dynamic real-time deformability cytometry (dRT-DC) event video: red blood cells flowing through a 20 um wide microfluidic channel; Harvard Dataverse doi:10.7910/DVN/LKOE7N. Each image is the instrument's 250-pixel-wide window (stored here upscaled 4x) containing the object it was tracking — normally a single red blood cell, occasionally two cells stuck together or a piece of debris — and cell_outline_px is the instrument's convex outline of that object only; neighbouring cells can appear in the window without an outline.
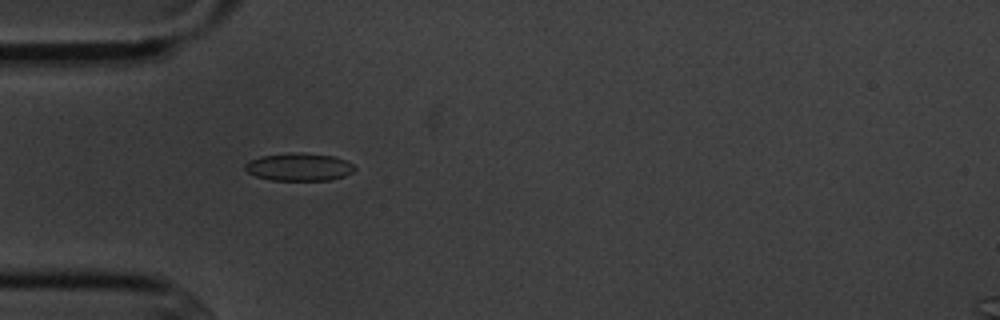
{"species": "common noctule bat (a hibernating species)", "species_latin": "Nyctalus noctula", "temperature_condition": "cold", "stored_images_in_passage": 1, "camera_frame_rate_fps": 3000, "um_per_image_px": 0.085, "animal": {"sex": "male", "body_mass_g": 20.1, "forearm_length_mm": 53.5}, "frame": {"image": 1, "passage_image": 1, "time_ms": 0.0, "image_size_px": [1000, 320], "cell_outline_px": [[356, 168], [352, 172], [344, 176], [328, 180], [272, 180], [256, 176], [248, 172], [244, 168], [244, 164], [248, 160], [260, 156], [288, 152], [300, 152], [336, 156], [352, 164]], "centroid_in_image_um": [25.39, 14.17], "position_along_channel_um": 59.6, "area_um2": 17.86}}